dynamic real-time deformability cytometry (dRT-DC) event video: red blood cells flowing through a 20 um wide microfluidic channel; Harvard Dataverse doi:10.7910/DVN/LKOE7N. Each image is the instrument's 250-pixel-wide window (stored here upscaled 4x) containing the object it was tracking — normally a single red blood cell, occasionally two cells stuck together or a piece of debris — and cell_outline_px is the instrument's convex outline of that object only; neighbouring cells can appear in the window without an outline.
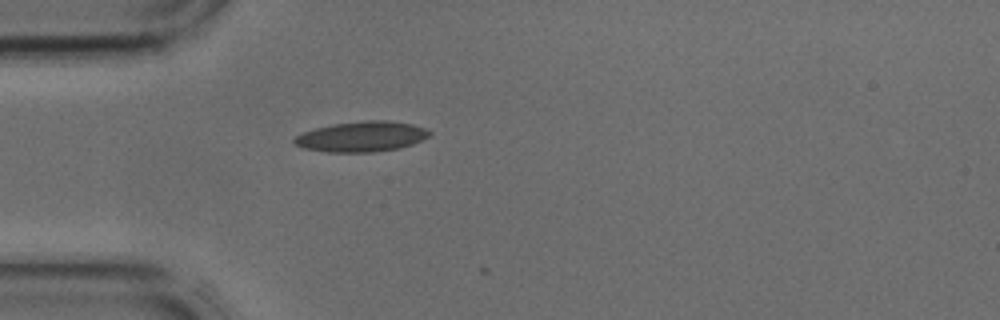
{"species": "common noctule bat (a hibernating species)", "species_latin": "Nyctalus noctula", "temperature_condition": "cold", "stored_images_in_passage": 2, "camera_frame_rate_fps": 3000, "um_per_image_px": 0.085, "animal": {"sex": "male", "body_mass_g": 17.9, "forearm_length_mm": 54.2}, "frame": {"image": 1, "passage_image": 1, "time_ms": 0.0, "image_size_px": [1000, 320], "cell_outline_px": [[432, 132], [428, 136], [412, 144], [400, 148], [372, 152], [328, 152], [304, 148], [296, 144], [292, 140], [296, 136], [304, 132], [316, 128], [332, 124], [368, 120], [388, 120], [412, 124], [424, 128]], "centroid_in_image_um": [30.74, 11.6], "position_along_channel_um": 54.3, "area_um2": 23.7}}